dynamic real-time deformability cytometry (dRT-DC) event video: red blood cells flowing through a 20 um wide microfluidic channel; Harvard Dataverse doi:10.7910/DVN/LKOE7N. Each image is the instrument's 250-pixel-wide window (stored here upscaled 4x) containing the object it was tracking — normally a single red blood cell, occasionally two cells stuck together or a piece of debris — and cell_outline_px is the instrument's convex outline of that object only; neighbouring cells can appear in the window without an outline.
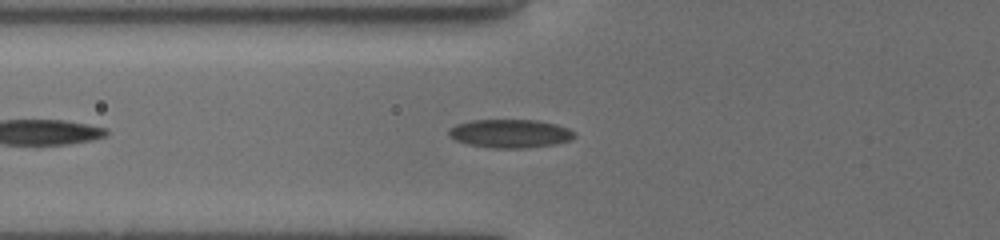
{"species": "common noctule bat (a hibernating species)", "species_latin": "Nyctalus noctula", "temperature_condition": "cold", "stored_images_in_passage": 11, "camera_frame_rate_fps": 3000, "um_per_image_px": 0.085, "animal": {"sex": "female", "body_mass_g": 19.5, "forearm_length_mm": 54.1}, "frame": {"image": 1, "passage_image": 7, "time_ms": 2.0, "image_size_px": [1000, 240], "cell_outline_px": [[576, 136], [568, 140], [556, 144], [524, 148], [492, 148], [468, 144], [456, 140], [448, 136], [448, 128], [456, 124], [472, 120], [536, 120], [556, 124], [568, 128], [576, 132]], "centroid_in_image_um": [43.35, 11.35], "position_along_channel_um": 82.5, "area_um2": 20.92}}